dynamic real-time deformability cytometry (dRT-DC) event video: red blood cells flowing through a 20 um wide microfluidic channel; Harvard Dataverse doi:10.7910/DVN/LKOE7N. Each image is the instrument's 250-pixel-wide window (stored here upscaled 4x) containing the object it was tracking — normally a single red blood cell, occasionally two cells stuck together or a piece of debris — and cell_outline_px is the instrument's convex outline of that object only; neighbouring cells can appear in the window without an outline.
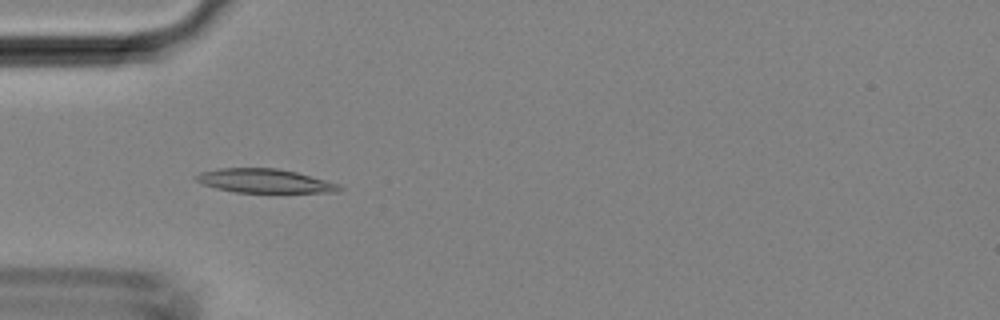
{"species": "Egyptian fruit bat (a non-hibernating species)", "species_latin": "Rousettus aegyptiacus", "temperature_condition": "room temperature", "stored_images_in_passage": 34, "camera_frame_rate_fps": 3000, "um_per_image_px": 0.085, "animal": {"sex": "female"}, "frame": {"image": 1, "passage_image": 5, "time_ms": 1.333, "image_size_px": [1000, 320], "cell_outline_px": [[344, 188], [340, 192], [236, 192], [216, 188], [200, 184], [192, 176], [200, 172], [216, 168], [276, 168], [296, 172], [340, 184]], "centroid_in_image_um": [22.45, 15.37], "position_along_channel_um": 62.5, "area_um2": 20.06}}
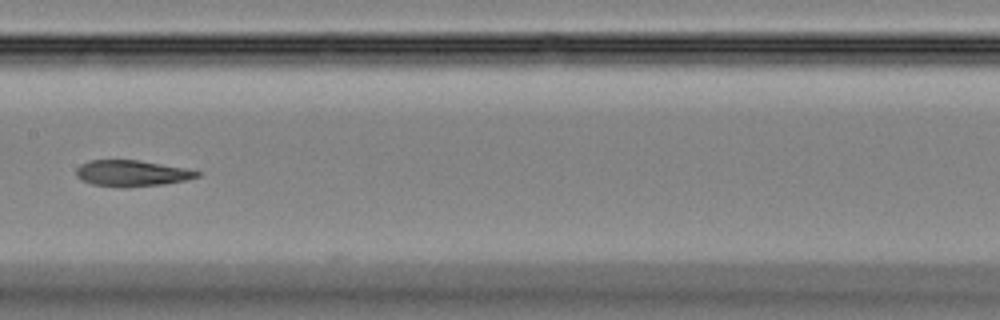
{"frame": {"image": 2, "passage_image": 14, "time_ms": 4.333, "image_size_px": [1000, 320], "cell_outline_px": [[200, 176], [188, 180], [164, 184], [128, 188], [124, 188], [92, 184], [80, 180], [76, 176], [76, 168], [80, 164], [88, 160], [140, 160], [184, 168], [200, 172]], "centroid_in_image_um": [11.17, 14.74], "position_along_channel_um": 196.2, "area_um2": 18.67}}
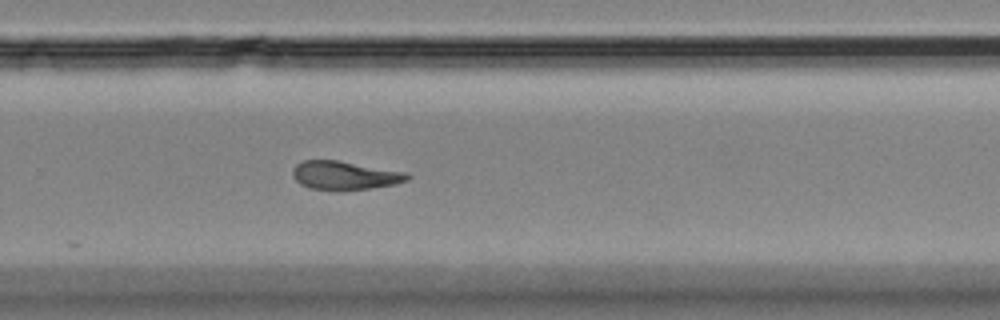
{"frame": {"image": 3, "passage_image": 21, "time_ms": 6.667, "image_size_px": [1000, 320], "cell_outline_px": [[412, 176], [408, 180], [396, 184], [340, 192], [332, 192], [308, 188], [300, 184], [292, 176], [292, 168], [296, 164], [304, 160], [336, 160], [408, 172]], "centroid_in_image_um": [29.28, 14.93], "position_along_channel_um": 300.5, "area_um2": 19.65}}